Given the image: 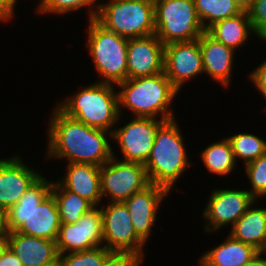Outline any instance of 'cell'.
I'll return each mask as SVG.
<instances>
[{"mask_svg":"<svg viewBox=\"0 0 266 266\" xmlns=\"http://www.w3.org/2000/svg\"><path fill=\"white\" fill-rule=\"evenodd\" d=\"M258 252L254 247L233 238L230 234L222 244L204 253L201 266H243Z\"/></svg>","mask_w":266,"mask_h":266,"instance_id":"22","label":"cell"},{"mask_svg":"<svg viewBox=\"0 0 266 266\" xmlns=\"http://www.w3.org/2000/svg\"><path fill=\"white\" fill-rule=\"evenodd\" d=\"M112 254L106 247H96L86 251L59 254L60 266H101Z\"/></svg>","mask_w":266,"mask_h":266,"instance_id":"28","label":"cell"},{"mask_svg":"<svg viewBox=\"0 0 266 266\" xmlns=\"http://www.w3.org/2000/svg\"><path fill=\"white\" fill-rule=\"evenodd\" d=\"M262 254H264V252L258 251L253 258L243 266H266V259L261 256Z\"/></svg>","mask_w":266,"mask_h":266,"instance_id":"36","label":"cell"},{"mask_svg":"<svg viewBox=\"0 0 266 266\" xmlns=\"http://www.w3.org/2000/svg\"><path fill=\"white\" fill-rule=\"evenodd\" d=\"M132 1L143 2V3L149 4V5H153V6H155V4H156V2H157L158 0H132Z\"/></svg>","mask_w":266,"mask_h":266,"instance_id":"40","label":"cell"},{"mask_svg":"<svg viewBox=\"0 0 266 266\" xmlns=\"http://www.w3.org/2000/svg\"><path fill=\"white\" fill-rule=\"evenodd\" d=\"M17 0H0V21H9L14 15Z\"/></svg>","mask_w":266,"mask_h":266,"instance_id":"34","label":"cell"},{"mask_svg":"<svg viewBox=\"0 0 266 266\" xmlns=\"http://www.w3.org/2000/svg\"><path fill=\"white\" fill-rule=\"evenodd\" d=\"M164 72V44L154 34L129 38L127 79L153 76Z\"/></svg>","mask_w":266,"mask_h":266,"instance_id":"15","label":"cell"},{"mask_svg":"<svg viewBox=\"0 0 266 266\" xmlns=\"http://www.w3.org/2000/svg\"><path fill=\"white\" fill-rule=\"evenodd\" d=\"M113 84L95 82L73 96L60 102L57 107L67 116L96 128L113 132L120 119L118 93Z\"/></svg>","mask_w":266,"mask_h":266,"instance_id":"5","label":"cell"},{"mask_svg":"<svg viewBox=\"0 0 266 266\" xmlns=\"http://www.w3.org/2000/svg\"><path fill=\"white\" fill-rule=\"evenodd\" d=\"M247 13L254 35L266 43V0H252Z\"/></svg>","mask_w":266,"mask_h":266,"instance_id":"31","label":"cell"},{"mask_svg":"<svg viewBox=\"0 0 266 266\" xmlns=\"http://www.w3.org/2000/svg\"><path fill=\"white\" fill-rule=\"evenodd\" d=\"M106 29L126 38L155 33L154 6L132 0H110L99 4L95 18Z\"/></svg>","mask_w":266,"mask_h":266,"instance_id":"7","label":"cell"},{"mask_svg":"<svg viewBox=\"0 0 266 266\" xmlns=\"http://www.w3.org/2000/svg\"><path fill=\"white\" fill-rule=\"evenodd\" d=\"M51 194L56 200L61 223H76L95 207L87 199L64 189L57 181H52Z\"/></svg>","mask_w":266,"mask_h":266,"instance_id":"24","label":"cell"},{"mask_svg":"<svg viewBox=\"0 0 266 266\" xmlns=\"http://www.w3.org/2000/svg\"><path fill=\"white\" fill-rule=\"evenodd\" d=\"M116 86L121 88V91H118L120 116L122 115L121 109L124 107L129 109L133 115L135 113V117L157 118L160 113L161 120L175 119L173 110L169 107L179 91L166 77L165 72L126 79Z\"/></svg>","mask_w":266,"mask_h":266,"instance_id":"4","label":"cell"},{"mask_svg":"<svg viewBox=\"0 0 266 266\" xmlns=\"http://www.w3.org/2000/svg\"><path fill=\"white\" fill-rule=\"evenodd\" d=\"M65 176L56 180L64 189L87 199L94 206L103 201L100 185V166L84 163H67Z\"/></svg>","mask_w":266,"mask_h":266,"instance_id":"20","label":"cell"},{"mask_svg":"<svg viewBox=\"0 0 266 266\" xmlns=\"http://www.w3.org/2000/svg\"><path fill=\"white\" fill-rule=\"evenodd\" d=\"M87 49L102 83L118 84L127 79L128 38L106 29L95 18L89 20Z\"/></svg>","mask_w":266,"mask_h":266,"instance_id":"6","label":"cell"},{"mask_svg":"<svg viewBox=\"0 0 266 266\" xmlns=\"http://www.w3.org/2000/svg\"><path fill=\"white\" fill-rule=\"evenodd\" d=\"M112 158L100 169L101 195L110 202H123L150 184L144 164Z\"/></svg>","mask_w":266,"mask_h":266,"instance_id":"10","label":"cell"},{"mask_svg":"<svg viewBox=\"0 0 266 266\" xmlns=\"http://www.w3.org/2000/svg\"><path fill=\"white\" fill-rule=\"evenodd\" d=\"M183 140L177 120L164 121L156 130L150 155L144 164L149 182L170 193L174 183L191 164Z\"/></svg>","mask_w":266,"mask_h":266,"instance_id":"3","label":"cell"},{"mask_svg":"<svg viewBox=\"0 0 266 266\" xmlns=\"http://www.w3.org/2000/svg\"><path fill=\"white\" fill-rule=\"evenodd\" d=\"M51 188L52 182L40 176L4 213L5 231L56 241L61 222Z\"/></svg>","mask_w":266,"mask_h":266,"instance_id":"2","label":"cell"},{"mask_svg":"<svg viewBox=\"0 0 266 266\" xmlns=\"http://www.w3.org/2000/svg\"><path fill=\"white\" fill-rule=\"evenodd\" d=\"M52 112L47 132V158H65L67 163L101 167L113 157L112 146L108 142L112 133L77 121L56 106Z\"/></svg>","mask_w":266,"mask_h":266,"instance_id":"1","label":"cell"},{"mask_svg":"<svg viewBox=\"0 0 266 266\" xmlns=\"http://www.w3.org/2000/svg\"><path fill=\"white\" fill-rule=\"evenodd\" d=\"M243 11H247L252 3V0H233Z\"/></svg>","mask_w":266,"mask_h":266,"instance_id":"38","label":"cell"},{"mask_svg":"<svg viewBox=\"0 0 266 266\" xmlns=\"http://www.w3.org/2000/svg\"><path fill=\"white\" fill-rule=\"evenodd\" d=\"M103 242L112 253L133 256L142 263L145 242L136 234L130 214L123 202H109L102 205Z\"/></svg>","mask_w":266,"mask_h":266,"instance_id":"9","label":"cell"},{"mask_svg":"<svg viewBox=\"0 0 266 266\" xmlns=\"http://www.w3.org/2000/svg\"><path fill=\"white\" fill-rule=\"evenodd\" d=\"M230 142L235 161L244 160L245 165L266 154V141L249 133H238L227 137Z\"/></svg>","mask_w":266,"mask_h":266,"instance_id":"27","label":"cell"},{"mask_svg":"<svg viewBox=\"0 0 266 266\" xmlns=\"http://www.w3.org/2000/svg\"><path fill=\"white\" fill-rule=\"evenodd\" d=\"M245 172L250 180V194L256 199L266 197V154L245 165Z\"/></svg>","mask_w":266,"mask_h":266,"instance_id":"30","label":"cell"},{"mask_svg":"<svg viewBox=\"0 0 266 266\" xmlns=\"http://www.w3.org/2000/svg\"><path fill=\"white\" fill-rule=\"evenodd\" d=\"M101 208L95 206L76 223H61L56 246L59 254L86 251L103 246Z\"/></svg>","mask_w":266,"mask_h":266,"instance_id":"12","label":"cell"},{"mask_svg":"<svg viewBox=\"0 0 266 266\" xmlns=\"http://www.w3.org/2000/svg\"><path fill=\"white\" fill-rule=\"evenodd\" d=\"M19 155L0 159V210L4 213L20 200L25 191L41 176L27 167Z\"/></svg>","mask_w":266,"mask_h":266,"instance_id":"17","label":"cell"},{"mask_svg":"<svg viewBox=\"0 0 266 266\" xmlns=\"http://www.w3.org/2000/svg\"><path fill=\"white\" fill-rule=\"evenodd\" d=\"M0 266H23V263L8 247L0 258Z\"/></svg>","mask_w":266,"mask_h":266,"instance_id":"35","label":"cell"},{"mask_svg":"<svg viewBox=\"0 0 266 266\" xmlns=\"http://www.w3.org/2000/svg\"><path fill=\"white\" fill-rule=\"evenodd\" d=\"M133 256L124 253H112L101 266H141Z\"/></svg>","mask_w":266,"mask_h":266,"instance_id":"33","label":"cell"},{"mask_svg":"<svg viewBox=\"0 0 266 266\" xmlns=\"http://www.w3.org/2000/svg\"><path fill=\"white\" fill-rule=\"evenodd\" d=\"M170 194L164 187L150 183L143 190L123 201L136 234L146 243L156 221L161 201Z\"/></svg>","mask_w":266,"mask_h":266,"instance_id":"16","label":"cell"},{"mask_svg":"<svg viewBox=\"0 0 266 266\" xmlns=\"http://www.w3.org/2000/svg\"><path fill=\"white\" fill-rule=\"evenodd\" d=\"M206 32L215 40L234 50L244 44L249 33L254 34L247 11L214 23Z\"/></svg>","mask_w":266,"mask_h":266,"instance_id":"23","label":"cell"},{"mask_svg":"<svg viewBox=\"0 0 266 266\" xmlns=\"http://www.w3.org/2000/svg\"><path fill=\"white\" fill-rule=\"evenodd\" d=\"M97 0H40L39 6L37 7L38 13L47 14H68L71 11H77L83 7H89V20L96 18L99 4L94 6ZM94 8H93V6ZM92 6V8H91ZM96 8V9H95Z\"/></svg>","mask_w":266,"mask_h":266,"instance_id":"29","label":"cell"},{"mask_svg":"<svg viewBox=\"0 0 266 266\" xmlns=\"http://www.w3.org/2000/svg\"><path fill=\"white\" fill-rule=\"evenodd\" d=\"M249 74L252 83L266 99V60ZM264 109L266 111V107Z\"/></svg>","mask_w":266,"mask_h":266,"instance_id":"32","label":"cell"},{"mask_svg":"<svg viewBox=\"0 0 266 266\" xmlns=\"http://www.w3.org/2000/svg\"><path fill=\"white\" fill-rule=\"evenodd\" d=\"M164 72L178 91L189 79L204 73L199 38L164 45Z\"/></svg>","mask_w":266,"mask_h":266,"instance_id":"14","label":"cell"},{"mask_svg":"<svg viewBox=\"0 0 266 266\" xmlns=\"http://www.w3.org/2000/svg\"><path fill=\"white\" fill-rule=\"evenodd\" d=\"M204 73L228 87L231 81L234 49L215 40L206 31L199 37Z\"/></svg>","mask_w":266,"mask_h":266,"instance_id":"19","label":"cell"},{"mask_svg":"<svg viewBox=\"0 0 266 266\" xmlns=\"http://www.w3.org/2000/svg\"><path fill=\"white\" fill-rule=\"evenodd\" d=\"M255 200L247 190L215 189L203 211L205 231L215 232L229 223L233 226Z\"/></svg>","mask_w":266,"mask_h":266,"instance_id":"13","label":"cell"},{"mask_svg":"<svg viewBox=\"0 0 266 266\" xmlns=\"http://www.w3.org/2000/svg\"><path fill=\"white\" fill-rule=\"evenodd\" d=\"M155 35L164 45L198 39L204 27L194 0H158L154 6Z\"/></svg>","mask_w":266,"mask_h":266,"instance_id":"8","label":"cell"},{"mask_svg":"<svg viewBox=\"0 0 266 266\" xmlns=\"http://www.w3.org/2000/svg\"><path fill=\"white\" fill-rule=\"evenodd\" d=\"M6 232L4 227V212L0 210V234Z\"/></svg>","mask_w":266,"mask_h":266,"instance_id":"39","label":"cell"},{"mask_svg":"<svg viewBox=\"0 0 266 266\" xmlns=\"http://www.w3.org/2000/svg\"><path fill=\"white\" fill-rule=\"evenodd\" d=\"M231 227L230 235L256 250H266V208H251Z\"/></svg>","mask_w":266,"mask_h":266,"instance_id":"21","label":"cell"},{"mask_svg":"<svg viewBox=\"0 0 266 266\" xmlns=\"http://www.w3.org/2000/svg\"><path fill=\"white\" fill-rule=\"evenodd\" d=\"M7 248H8L7 232H3L0 234V258L2 257V254L5 252Z\"/></svg>","mask_w":266,"mask_h":266,"instance_id":"37","label":"cell"},{"mask_svg":"<svg viewBox=\"0 0 266 266\" xmlns=\"http://www.w3.org/2000/svg\"><path fill=\"white\" fill-rule=\"evenodd\" d=\"M165 120L135 117L123 127L114 128V139L123 153L122 161L145 164L154 143L155 133Z\"/></svg>","mask_w":266,"mask_h":266,"instance_id":"11","label":"cell"},{"mask_svg":"<svg viewBox=\"0 0 266 266\" xmlns=\"http://www.w3.org/2000/svg\"><path fill=\"white\" fill-rule=\"evenodd\" d=\"M194 3L205 31L214 23L243 11L233 0H194Z\"/></svg>","mask_w":266,"mask_h":266,"instance_id":"26","label":"cell"},{"mask_svg":"<svg viewBox=\"0 0 266 266\" xmlns=\"http://www.w3.org/2000/svg\"><path fill=\"white\" fill-rule=\"evenodd\" d=\"M8 247L21 260L23 266H50L59 261L56 241L7 232Z\"/></svg>","mask_w":266,"mask_h":266,"instance_id":"18","label":"cell"},{"mask_svg":"<svg viewBox=\"0 0 266 266\" xmlns=\"http://www.w3.org/2000/svg\"><path fill=\"white\" fill-rule=\"evenodd\" d=\"M201 155L204 165L211 174L223 177L230 174L235 168L236 161L227 138L208 145Z\"/></svg>","mask_w":266,"mask_h":266,"instance_id":"25","label":"cell"}]
</instances>
